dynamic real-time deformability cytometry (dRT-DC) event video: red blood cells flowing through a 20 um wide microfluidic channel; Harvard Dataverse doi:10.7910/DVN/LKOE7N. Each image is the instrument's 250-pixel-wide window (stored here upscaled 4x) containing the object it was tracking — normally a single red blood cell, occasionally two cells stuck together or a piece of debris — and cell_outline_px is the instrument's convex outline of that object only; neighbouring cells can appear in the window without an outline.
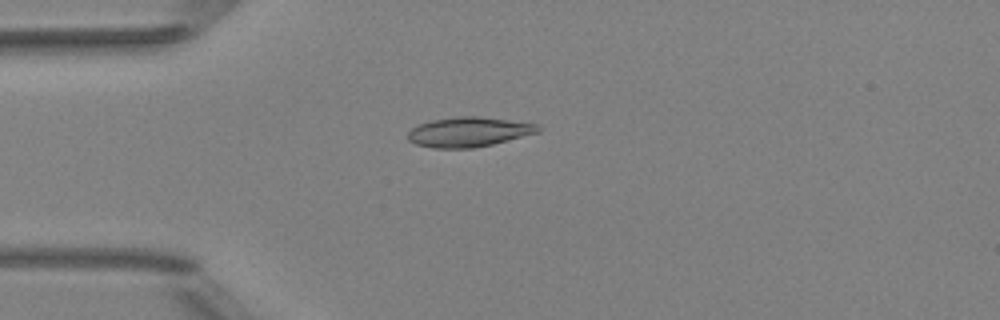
{"species": "Egyptian fruit bat (a non-hibernating species)", "species_latin": "Rousettus aegyptiacus", "temperature_condition": "room temperature", "stored_images_in_passage": 38, "camera_frame_rate_fps": 3000, "um_per_image_px": 0.085, "animal": {"sex": "female"}, "frame": {"image": 1, "passage_image": 1, "time_ms": 0.0, "image_size_px": [1000, 320], "cell_outline_px": [[540, 132], [492, 144], [472, 148], [432, 148], [416, 144], [408, 140], [408, 132], [412, 128], [420, 124], [432, 120], [460, 116], [480, 116], [536, 124], [540, 128]], "centroid_in_image_um": [39.83, 11.22], "position_along_channel_um": 45.2, "area_um2": 22.37}}
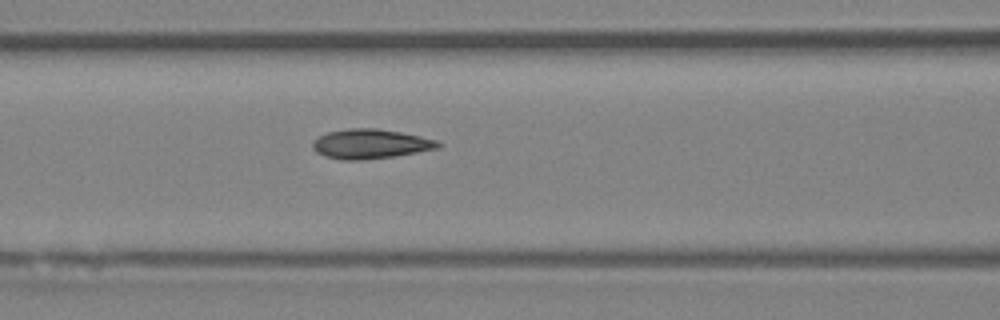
{"frame": {"image": 2, "passage_image": 9, "time_ms": 2.667, "image_size_px": [1000, 320], "cell_outline_px": [[440, 148], [392, 156], [360, 160], [340, 160], [324, 156], [316, 152], [312, 148], [312, 140], [328, 132], [348, 128], [376, 128], [400, 132], [440, 140]], "centroid_in_image_um": [31.46, 12.23], "position_along_channel_um": 135.1, "area_um2": 21.62}}
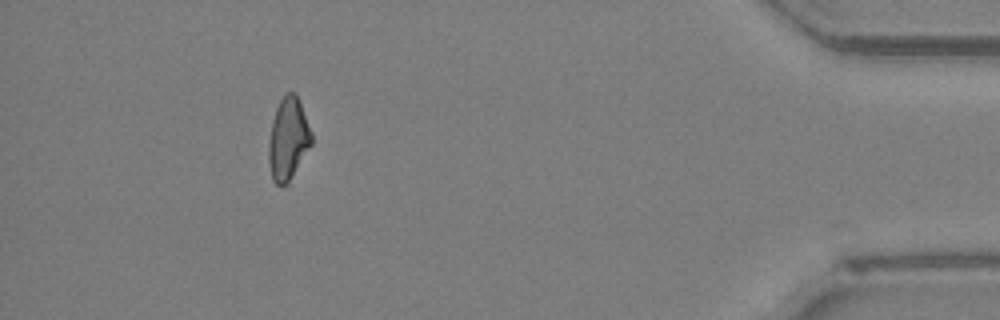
{"frame": {"image": 3, "passage_image": 34, "time_ms": 11.0, "image_size_px": [1000, 320], "cell_outline_px": [[312, 144], [288, 184], [276, 184], [272, 180], [268, 160], [268, 144], [272, 120], [276, 108], [280, 100], [288, 92], [296, 92], [300, 100], [312, 132]], "centroid_in_image_um": [24.5, 11.8], "position_along_channel_um": 410.7, "area_um2": 20.75}, "authors_computed_cell_mechanics": {"area_um2": 20.6057, "velocity_mm_per_s": 4.0346, "shape_relaxation_time_tau1_ms": 6.9022, "shape_relaxation_time_tau2_ms": 3.2097, "deformation_change_tau1": 0.1519, "deformation_change_tau2": 0.0841}}